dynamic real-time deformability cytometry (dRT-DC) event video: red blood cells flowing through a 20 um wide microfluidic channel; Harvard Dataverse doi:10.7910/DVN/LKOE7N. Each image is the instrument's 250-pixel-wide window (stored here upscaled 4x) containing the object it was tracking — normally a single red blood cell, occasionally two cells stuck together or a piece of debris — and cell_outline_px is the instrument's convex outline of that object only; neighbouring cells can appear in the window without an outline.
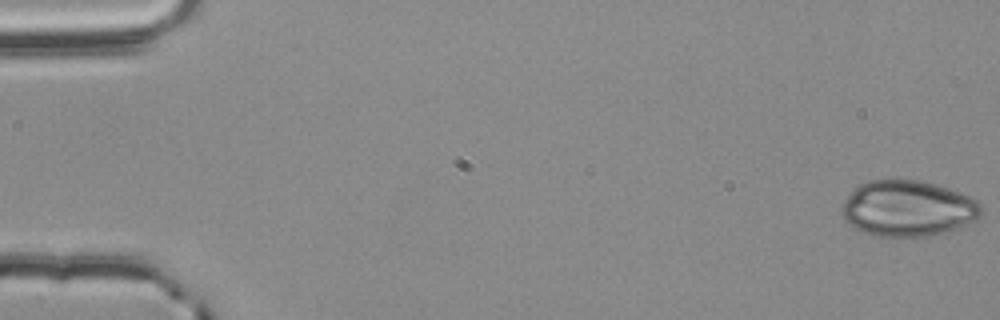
{"species": "common noctule bat (a hibernating species)", "species_latin": "Nyctalus noctula", "temperature_condition": "room temperature", "stored_images_in_passage": 18, "camera_frame_rate_fps": 3000, "um_per_image_px": 0.085, "animal": {"sex": "male", "body_mass_g": 20.4}, "frame": {"image": 1, "passage_image": 1, "time_ms": 0.0, "image_size_px": [1000, 320], "cell_outline_px": [[984, 212], [976, 220], [928, 236], [872, 236], [860, 232], [848, 224], [844, 220], [840, 212], [840, 208], [844, 200], [860, 184], [868, 180], [920, 180], [936, 184], [960, 192], [976, 200], [984, 208]], "centroid_in_image_um": [77.12, 17.71], "position_along_channel_um": 7.9, "area_um2": 45.43}}